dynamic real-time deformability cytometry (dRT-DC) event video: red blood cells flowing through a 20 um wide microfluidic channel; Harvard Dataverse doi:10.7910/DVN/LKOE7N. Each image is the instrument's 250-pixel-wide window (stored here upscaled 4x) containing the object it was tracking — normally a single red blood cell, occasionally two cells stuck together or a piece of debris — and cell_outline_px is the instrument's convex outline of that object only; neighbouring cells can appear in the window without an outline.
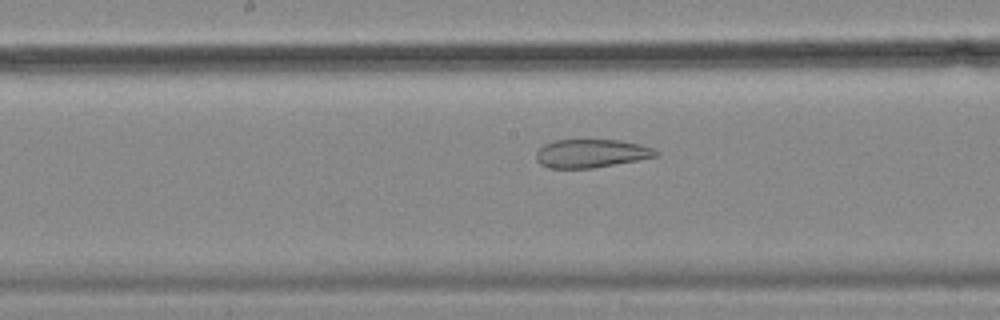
{"species": "common noctule bat (a hibernating species)", "species_latin": "Nyctalus noctula", "temperature_condition": "cold", "stored_images_in_passage": 57, "camera_frame_rate_fps": 3000, "um_per_image_px": 0.085, "animal": {"sex": "female", "body_mass_g": 18.4}, "frame": {"image": 1, "passage_image": 29, "time_ms": 9.333, "image_size_px": [1000, 320], "cell_outline_px": [[660, 156], [592, 168], [548, 168], [540, 164], [536, 160], [536, 152], [544, 144], [556, 140], [616, 140], [640, 144], [652, 148], [660, 152]], "centroid_in_image_um": [50.25, 13.04], "position_along_channel_um": 197.9, "area_um2": 19.77}}
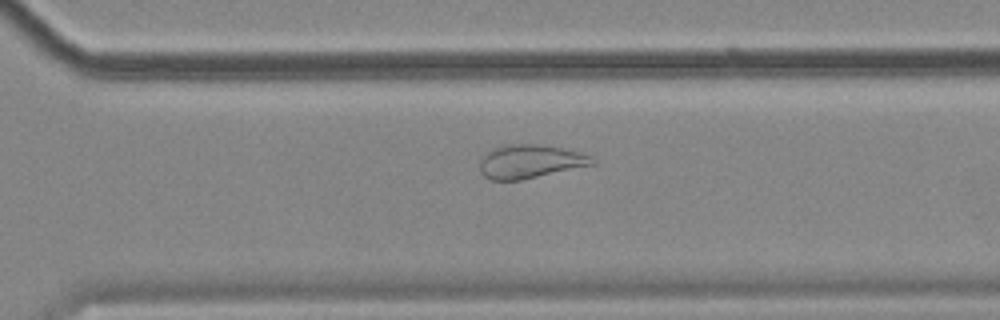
{"frame": {"image": 2, "passage_image": 40, "time_ms": 13.0, "image_size_px": [1000, 320], "cell_outline_px": [[596, 164], [520, 180], [492, 180], [484, 176], [480, 172], [480, 160], [492, 148], [512, 144], [544, 144], [580, 152], [592, 156], [596, 160]], "centroid_in_image_um": [45.09, 13.72], "position_along_channel_um": 325.5, "area_um2": 22.02}}
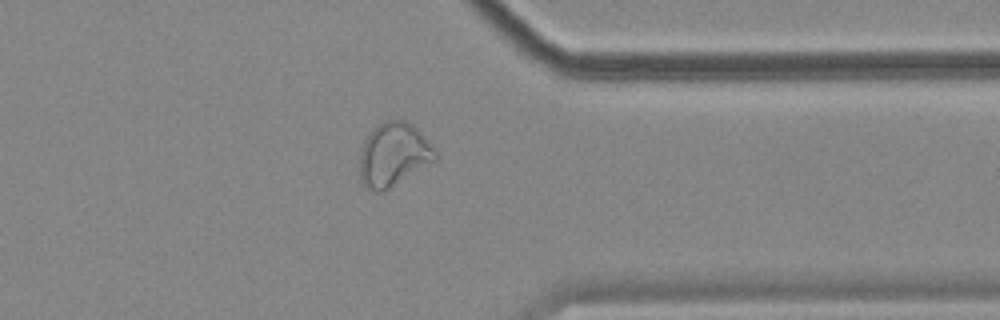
{"frame": {"image": 3, "passage_image": 45, "time_ms": 14.667, "image_size_px": [1000, 320], "cell_outline_px": [[440, 156], [436, 160], [388, 188], [380, 192], [376, 192], [368, 188], [360, 180], [360, 152], [364, 140], [380, 124], [388, 120], [404, 120], [412, 124], [420, 132]], "centroid_in_image_um": [33.45, 13.14], "position_along_channel_um": 377.9, "area_um2": 27.4}, "authors_computed_cell_mechanics": {"area_um2": 28.7266, "velocity_mm_per_s": 3.4856, "shape_relaxation_time_tau1_ms": null, "shape_relaxation_time_tau2_ms": 2.0354, "deformation_change_tau1": null, "deformation_change_tau2": 0.0925}}